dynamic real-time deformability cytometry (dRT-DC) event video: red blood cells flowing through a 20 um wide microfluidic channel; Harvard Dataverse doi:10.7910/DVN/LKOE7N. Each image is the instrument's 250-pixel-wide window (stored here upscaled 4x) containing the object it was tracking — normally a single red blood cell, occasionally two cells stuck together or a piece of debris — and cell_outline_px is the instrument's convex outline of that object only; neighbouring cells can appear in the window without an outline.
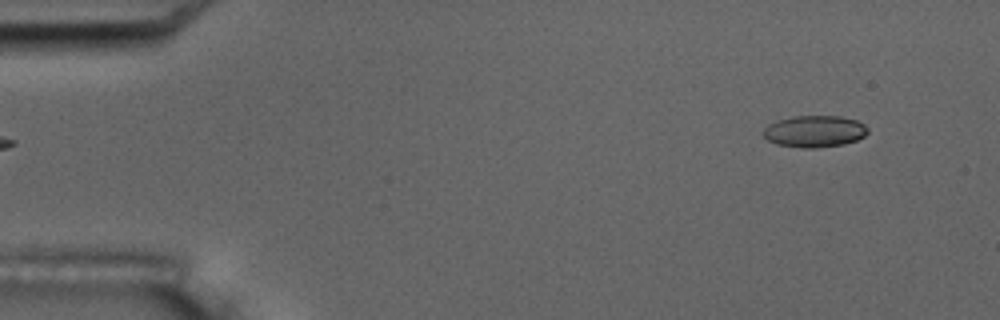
{"species": "common noctule bat (a hibernating species)", "species_latin": "Nyctalus noctula", "temperature_condition": "room temperature", "stored_images_in_passage": 6, "camera_frame_rate_fps": 3000, "um_per_image_px": 0.085, "animal": {"sex": "male", "body_mass_g": 17.5, "forearm_length_mm": 52.3}, "frame": {"image": 1, "passage_image": 6, "time_ms": 5.667, "image_size_px": [1000, 320], "cell_outline_px": [[868, 132], [864, 136], [856, 140], [844, 144], [816, 148], [800, 148], [776, 144], [768, 140], [760, 132], [768, 124], [776, 120], [792, 116], [840, 116], [856, 120], [864, 124], [868, 128]], "centroid_in_image_um": [69.2, 11.16], "position_along_channel_um": 15.8, "area_um2": 19.54}}